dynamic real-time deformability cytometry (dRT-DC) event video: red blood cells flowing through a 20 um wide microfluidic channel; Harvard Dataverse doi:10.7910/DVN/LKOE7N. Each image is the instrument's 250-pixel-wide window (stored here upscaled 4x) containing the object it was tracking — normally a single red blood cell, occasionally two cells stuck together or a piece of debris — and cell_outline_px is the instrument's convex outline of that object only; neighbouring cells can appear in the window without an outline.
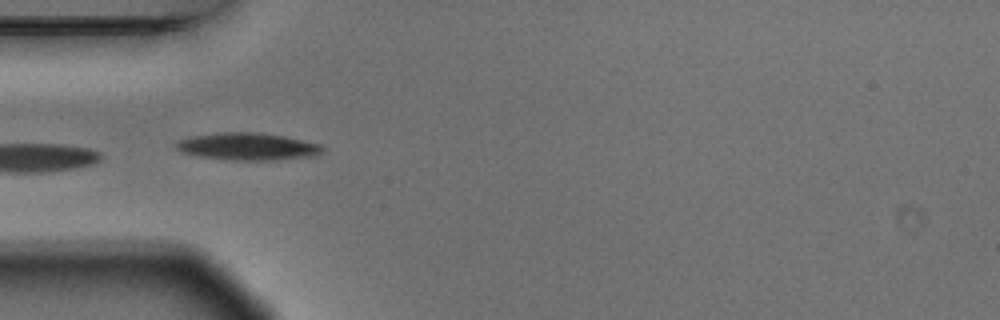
{"species": "Egyptian fruit bat (a non-hibernating species)", "species_latin": "Rousettus aegyptiacus", "temperature_condition": "warm", "stored_images_in_passage": 7, "camera_frame_rate_fps": 3000, "um_per_image_px": 0.085, "animal": {"sex": "male"}, "frame": {"image": 1, "passage_image": 4, "time_ms": 1.0, "image_size_px": [1000, 320], "cell_outline_px": [[324, 152], [312, 156], [272, 160], [232, 160], [200, 156], [180, 152], [176, 148], [176, 144], [180, 140], [188, 136], [220, 132], [260, 132], [284, 136], [324, 144]], "centroid_in_image_um": [21.08, 12.44], "position_along_channel_um": 63.9, "area_um2": 23.47}}
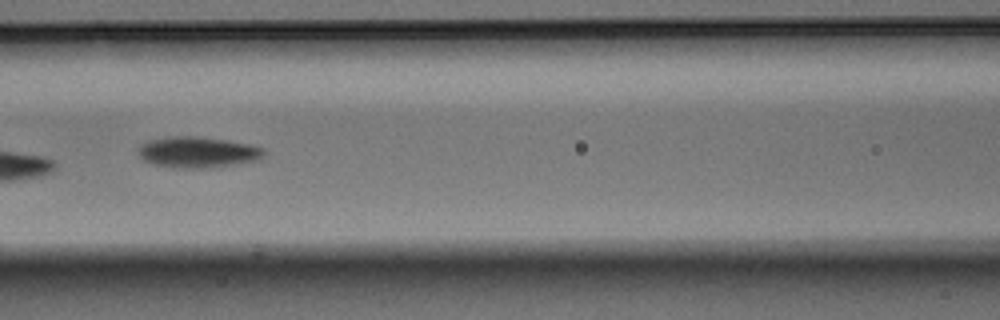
{"frame": {"image": 2, "passage_image": 6, "time_ms": 1.667, "image_size_px": [1000, 320], "cell_outline_px": [[264, 156], [260, 160], [240, 164], [208, 168], [172, 168], [152, 164], [144, 160], [140, 156], [140, 144], [148, 140], [168, 136], [200, 136], [228, 140], [248, 144], [264, 148]], "centroid_in_image_um": [16.83, 12.94], "position_along_channel_um": 149.8, "area_um2": 23.06}}
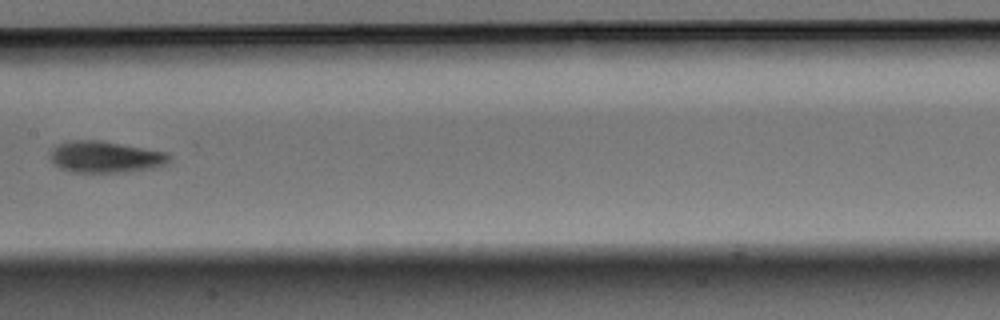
{"frame": {"image": 3, "passage_image": 7, "time_ms": 2.0, "image_size_px": [1000, 320], "cell_outline_px": [[172, 160], [168, 164], [152, 168], [128, 172], [68, 172], [60, 168], [52, 160], [52, 148], [56, 144], [72, 140], [100, 140], [168, 152], [172, 156]], "centroid_in_image_um": [9.02, 13.34], "position_along_channel_um": 198.4, "area_um2": 22.08}}